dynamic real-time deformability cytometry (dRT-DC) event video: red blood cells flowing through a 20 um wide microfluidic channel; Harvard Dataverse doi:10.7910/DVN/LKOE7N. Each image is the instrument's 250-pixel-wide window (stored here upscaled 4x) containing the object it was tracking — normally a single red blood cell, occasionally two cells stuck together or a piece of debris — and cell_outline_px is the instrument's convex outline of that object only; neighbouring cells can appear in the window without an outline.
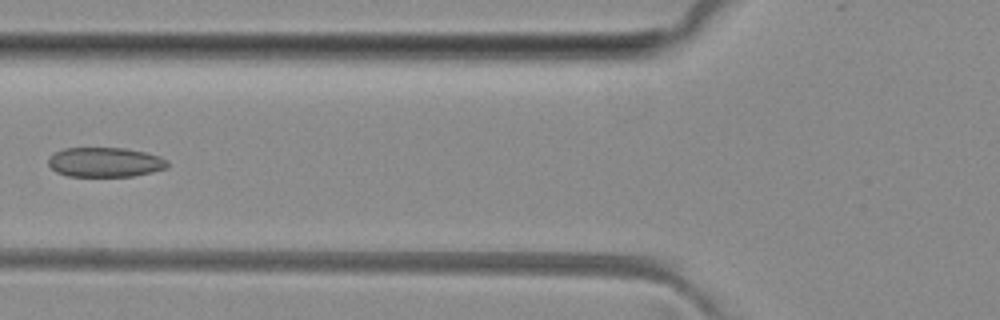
{"species": "common noctule bat (a hibernating species)", "species_latin": "Nyctalus noctula", "temperature_condition": "room temperature", "stored_images_in_passage": 5, "camera_frame_rate_fps": 3000, "um_per_image_px": 0.085, "animal": {"sex": "female", "body_mass_g": 29.2, "forearm_length_mm": 56.3}, "frame": {"image": 1, "passage_image": 4, "time_ms": 5.0, "image_size_px": [1000, 320], "cell_outline_px": [[168, 168], [152, 172], [132, 176], [68, 176], [56, 172], [48, 164], [48, 156], [64, 148], [124, 148], [144, 152], [160, 156], [168, 160]], "centroid_in_image_um": [8.93, 13.79], "position_along_channel_um": 116.9, "area_um2": 20.63}}
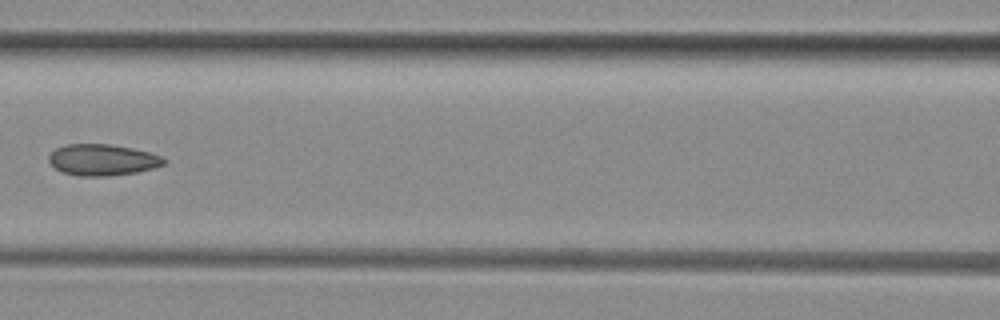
{"frame": {"image": 2, "passage_image": 5, "time_ms": 6.0, "image_size_px": [1000, 320], "cell_outline_px": [[168, 160], [164, 164], [152, 168], [136, 172], [108, 176], [76, 176], [64, 172], [56, 168], [48, 160], [48, 156], [56, 148], [68, 144], [108, 144], [132, 148], [148, 152], [160, 156]], "centroid_in_image_um": [8.7, 13.59], "position_along_channel_um": 157.9, "area_um2": 20.81}}